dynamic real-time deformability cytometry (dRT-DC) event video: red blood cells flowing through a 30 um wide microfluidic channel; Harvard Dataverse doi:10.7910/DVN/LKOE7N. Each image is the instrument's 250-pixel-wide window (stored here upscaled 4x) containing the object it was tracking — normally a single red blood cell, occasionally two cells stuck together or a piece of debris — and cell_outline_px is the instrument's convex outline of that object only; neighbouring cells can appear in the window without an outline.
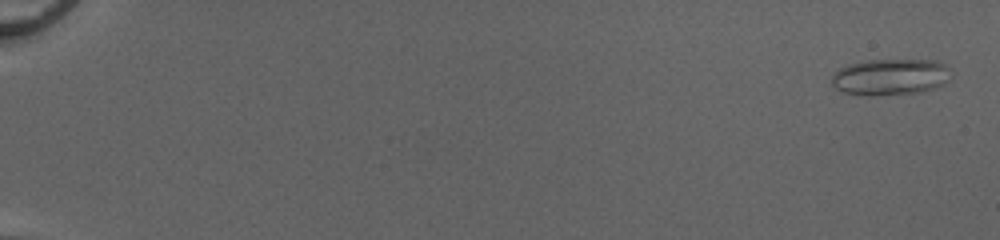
{"species": "common noctule bat (a hibernating species)", "species_latin": "Nyctalus noctula", "temperature_condition": "cold", "stored_images_in_passage": 52, "camera_frame_rate_fps": 3000, "um_per_image_px": 0.085, "animal": {"sex": "female", "body_mass_g": 20.0, "forearm_length_mm": 54.0}, "frame": {"image": 1, "passage_image": 2, "time_ms": 0.333, "image_size_px": [1000, 240], "cell_outline_px": [[948, 80], [932, 88], [920, 92], [872, 96], [844, 92], [836, 88], [832, 84], [832, 76], [840, 68], [848, 64], [864, 60], [932, 60], [944, 64], [948, 68]], "centroid_in_image_um": [75.63, 6.53], "position_along_channel_um": 9.4, "area_um2": 24.91}}
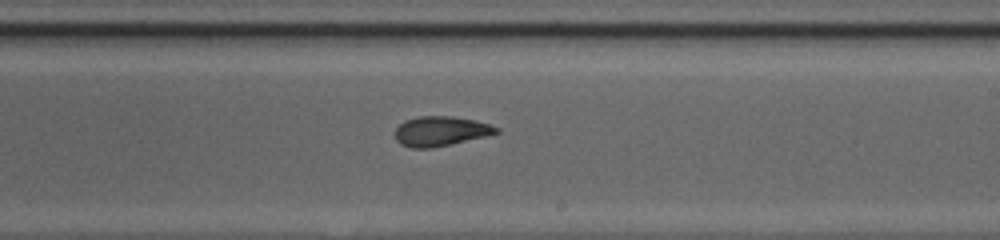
{"frame": {"image": 2, "passage_image": 34, "time_ms": 11.0, "image_size_px": [1000, 240], "cell_outline_px": [[500, 132], [488, 136], [432, 148], [412, 148], [400, 144], [396, 140], [396, 128], [404, 120], [416, 116], [452, 116], [476, 120], [500, 128]], "centroid_in_image_um": [37.47, 11.15], "position_along_channel_um": 251.5, "area_um2": 17.69}}
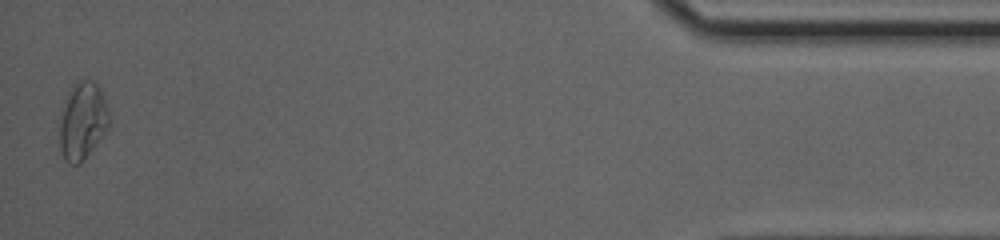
{"frame": {"image": 3, "passage_image": 52, "time_ms": 17.0, "image_size_px": [1000, 240], "cell_outline_px": [[108, 128], [80, 164], [68, 164], [60, 148], [60, 120], [68, 92], [80, 80], [92, 80], [100, 88], [104, 96], [108, 112]], "centroid_in_image_um": [7.02, 10.28], "position_along_channel_um": 428.2, "area_um2": 21.73}, "authors_computed_cell_mechanics": {"area_um2": 18.5249, "velocity_mm_per_s": 4.1593, "shape_relaxation_time_tau1_ms": 8.1412, "shape_relaxation_time_tau2_ms": 2.2522, "deformation_change_tau1": 0.2117, "deformation_change_tau2": 0.0946}}